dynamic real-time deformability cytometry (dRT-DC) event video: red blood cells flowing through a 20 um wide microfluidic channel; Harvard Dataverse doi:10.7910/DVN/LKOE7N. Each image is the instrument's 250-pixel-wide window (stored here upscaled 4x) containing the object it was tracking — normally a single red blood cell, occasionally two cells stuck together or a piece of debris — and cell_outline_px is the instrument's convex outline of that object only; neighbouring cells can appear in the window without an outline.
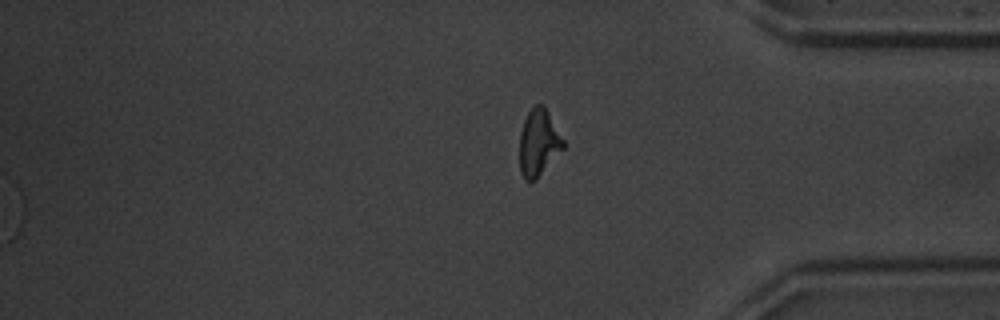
{"species": "common noctule bat (a hibernating species)", "species_latin": "Nyctalus noctula", "temperature_condition": "warm", "stored_images_in_passage": 53, "segment_of_instrument_passage": [2, 2], "camera_frame_rate_fps": 3000, "um_per_image_px": 0.085, "animal": {"sex": "male", "body_mass_g": 20.1, "forearm_length_mm": 53.5}, "frame": {"image": 1, "passage_image": 53, "time_ms": 17.333, "image_size_px": [1000, 320], "cell_outline_px": [[564, 148], [536, 180], [524, 180], [520, 172], [520, 132], [524, 120], [528, 112], [536, 104], [544, 104], [564, 140]], "centroid_in_image_um": [45.78, 12.13], "position_along_channel_um": 389.4, "area_um2": 16.99}}